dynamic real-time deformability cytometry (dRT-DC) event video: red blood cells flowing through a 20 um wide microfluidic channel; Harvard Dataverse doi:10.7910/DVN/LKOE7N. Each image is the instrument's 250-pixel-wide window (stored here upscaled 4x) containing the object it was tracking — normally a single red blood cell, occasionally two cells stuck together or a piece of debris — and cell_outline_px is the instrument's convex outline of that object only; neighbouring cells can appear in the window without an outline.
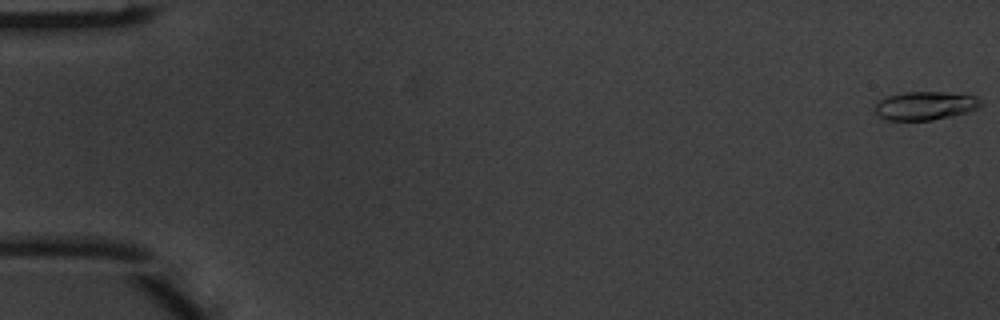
{"species": "common noctule bat (a hibernating species)", "species_latin": "Nyctalus noctula", "temperature_condition": "warm", "stored_images_in_passage": 5, "camera_frame_rate_fps": 3000, "um_per_image_px": 0.085, "animal": {"sex": "male", "body_mass_g": 20.1, "forearm_length_mm": 53.5}, "frame": {"image": 1, "passage_image": 1, "time_ms": 0.0, "image_size_px": [1000, 320], "cell_outline_px": [[984, 104], [968, 112], [952, 116], [932, 120], [888, 120], [880, 116], [872, 108], [880, 100], [888, 96], [904, 92], [944, 92], [976, 96], [984, 100]], "centroid_in_image_um": [78.68, 8.98], "position_along_channel_um": 6.3, "area_um2": 17.63}}
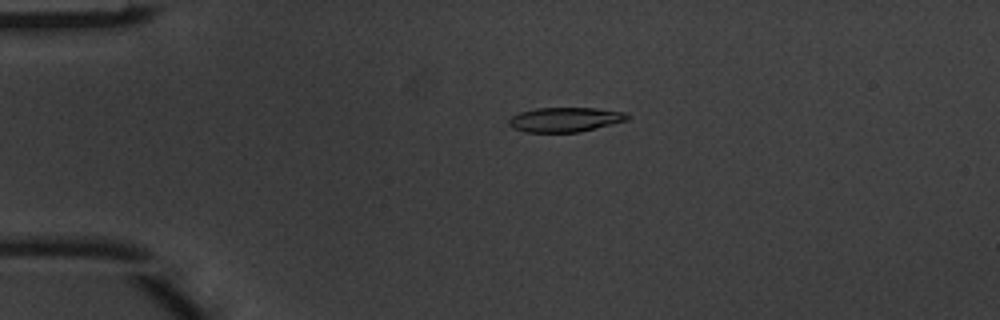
{"frame": {"image": 2, "passage_image": 4, "time_ms": 1.0, "image_size_px": [1000, 320], "cell_outline_px": [[632, 116], [628, 120], [580, 132], [524, 132], [512, 128], [508, 124], [508, 120], [512, 116], [520, 112], [536, 108], [596, 108], [624, 112]], "centroid_in_image_um": [48.03, 10.16], "position_along_channel_um": 37.0, "area_um2": 17.05}}